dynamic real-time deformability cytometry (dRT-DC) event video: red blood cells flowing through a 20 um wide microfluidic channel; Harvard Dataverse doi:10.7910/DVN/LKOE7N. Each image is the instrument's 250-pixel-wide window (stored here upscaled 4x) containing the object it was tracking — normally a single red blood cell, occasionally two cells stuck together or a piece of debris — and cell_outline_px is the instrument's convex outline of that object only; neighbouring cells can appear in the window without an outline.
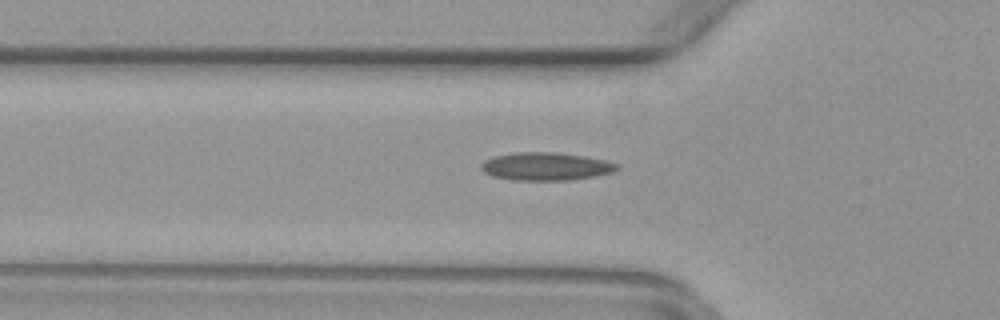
{"species": "common noctule bat (a hibernating species)", "species_latin": "Nyctalus noctula", "temperature_condition": "warm", "stored_images_in_passage": 49, "camera_frame_rate_fps": 3000, "um_per_image_px": 0.085, "animal": {"sex": "female", "body_mass_g": 29.2, "forearm_length_mm": 56.3}, "frame": {"image": 1, "passage_image": 16, "time_ms": 5.0, "image_size_px": [1000, 320], "cell_outline_px": [[620, 168], [612, 172], [596, 176], [572, 180], [512, 180], [492, 176], [484, 172], [480, 168], [480, 164], [484, 160], [492, 156], [516, 152], [556, 152], [584, 156], [604, 160], [620, 164]], "centroid_in_image_um": [46.38, 14.14], "position_along_channel_um": 79.4, "area_um2": 22.37}}
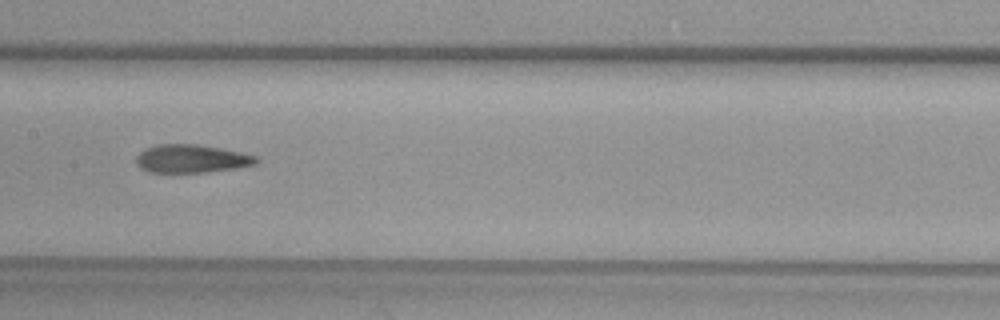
{"frame": {"image": 2, "passage_image": 24, "time_ms": 7.667, "image_size_px": [1000, 320], "cell_outline_px": [[260, 160], [256, 164], [236, 168], [204, 172], [148, 172], [140, 168], [136, 164], [136, 156], [140, 152], [148, 148], [160, 144], [196, 144], [220, 148], [240, 152], [256, 156]], "centroid_in_image_um": [16.28, 13.49], "position_along_channel_um": 191.1, "area_um2": 19.59}}
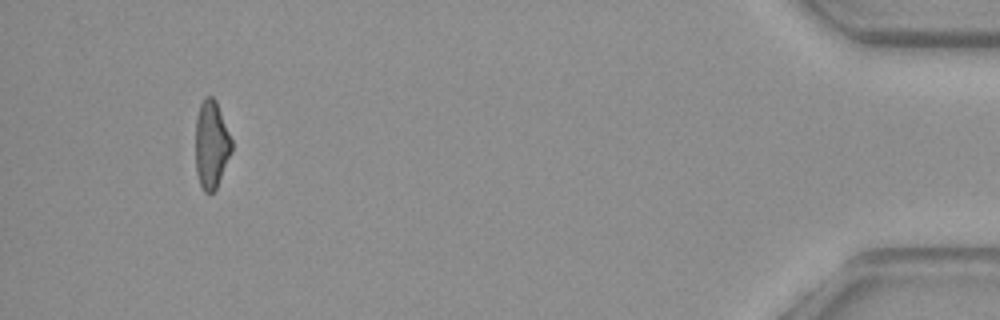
{"frame": {"image": 3, "passage_image": 46, "time_ms": 15.0, "image_size_px": [1000, 320], "cell_outline_px": [[232, 152], [216, 188], [212, 192], [204, 192], [200, 184], [196, 172], [196, 120], [200, 104], [204, 96], [212, 96], [216, 100], [232, 140]], "centroid_in_image_um": [17.97, 12.27], "position_along_channel_um": 417.2, "area_um2": 18.44}}